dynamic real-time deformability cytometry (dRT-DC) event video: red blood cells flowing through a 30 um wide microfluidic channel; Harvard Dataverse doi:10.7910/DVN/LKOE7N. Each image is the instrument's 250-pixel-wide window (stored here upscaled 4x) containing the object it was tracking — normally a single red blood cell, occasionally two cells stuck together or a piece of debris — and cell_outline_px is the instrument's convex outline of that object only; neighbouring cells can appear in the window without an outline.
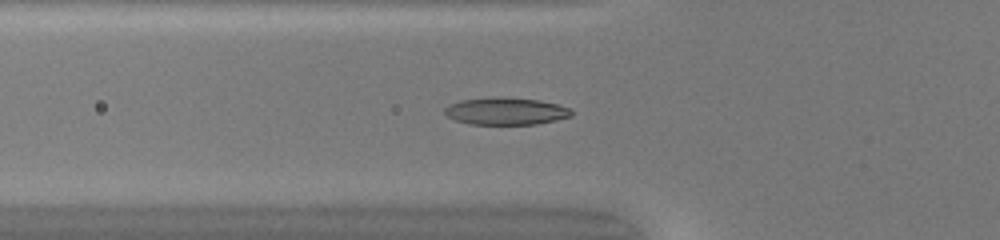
{"species": "common noctule bat (a hibernating species)", "species_latin": "Nyctalus noctula", "temperature_condition": "warm", "stored_images_in_passage": 41, "camera_frame_rate_fps": 3000, "um_per_image_px": 0.085, "animal": {"sex": "female", "body_mass_g": 20.0, "forearm_length_mm": 54.0}, "frame": {"image": 1, "passage_image": 10, "time_ms": 3.0, "image_size_px": [1000, 240], "cell_outline_px": [[572, 116], [556, 120], [536, 124], [468, 124], [456, 120], [448, 116], [444, 112], [444, 108], [460, 100], [492, 96], [540, 100], [572, 108]], "centroid_in_image_um": [43.01, 9.44], "position_along_channel_um": 82.8, "area_um2": 20.17}}
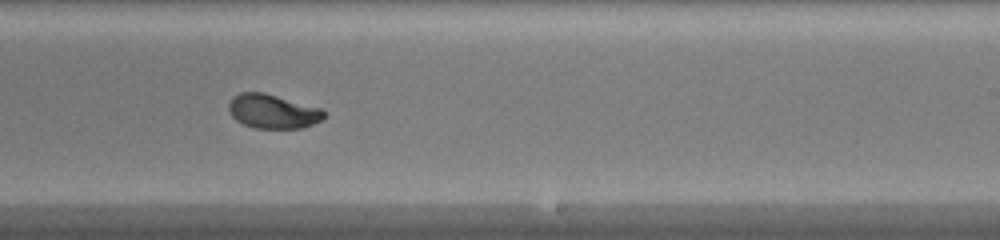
{"frame": {"image": 2, "passage_image": 23, "time_ms": 7.333, "image_size_px": [1000, 240], "cell_outline_px": [[324, 116], [320, 120], [312, 124], [300, 128], [256, 128], [244, 124], [236, 120], [232, 116], [228, 108], [228, 104], [232, 96], [240, 92], [264, 92], [320, 108], [324, 112]], "centroid_in_image_um": [23.13, 9.45], "position_along_channel_um": 265.9, "area_um2": 18.79}}
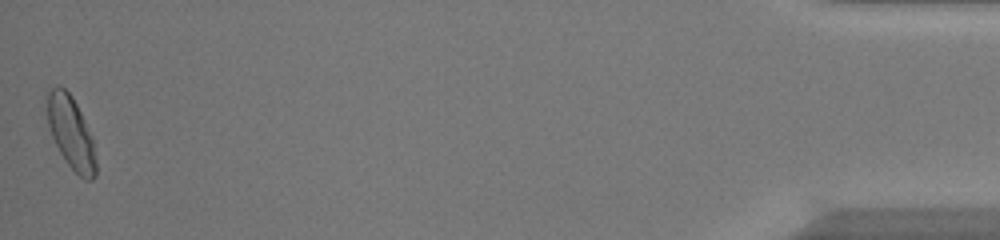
{"frame": {"image": 3, "passage_image": 41, "time_ms": 13.333, "image_size_px": [1000, 240], "cell_outline_px": [[96, 176], [92, 180], [84, 180], [68, 164], [60, 152], [52, 136], [48, 124], [44, 92], [56, 84], [64, 88], [72, 96], [92, 136], [96, 160]], "centroid_in_image_um": [6.0, 11.22], "position_along_channel_um": 429.2, "area_um2": 20.81}, "authors_computed_cell_mechanics": {"area_um2": 19.2474, "velocity_mm_per_s": 4.2163, "shape_relaxation_time_tau1_ms": 2.7448, "shape_relaxation_time_tau2_ms": null, "deformation_change_tau1": 0.1606, "deformation_change_tau2": null}}